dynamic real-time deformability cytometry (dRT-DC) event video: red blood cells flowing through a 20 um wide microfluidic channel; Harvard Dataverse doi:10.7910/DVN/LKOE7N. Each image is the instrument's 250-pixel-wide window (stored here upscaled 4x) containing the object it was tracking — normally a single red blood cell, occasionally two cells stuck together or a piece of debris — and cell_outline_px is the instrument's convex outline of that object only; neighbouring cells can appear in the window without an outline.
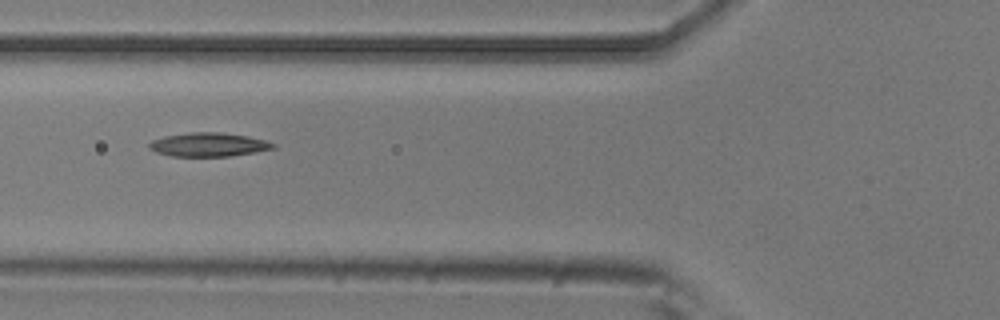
{"species": "common noctule bat (a hibernating species)", "species_latin": "Nyctalus noctula", "temperature_condition": "room temperature", "stored_images_in_passage": 7, "camera_frame_rate_fps": 3000, "um_per_image_px": 0.085, "animal": {"sex": "male", "body_mass_g": 20.5, "forearm_length_mm": 52.5}, "frame": {"image": 1, "passage_image": 5, "time_ms": 1.333, "image_size_px": [1000, 320], "cell_outline_px": [[276, 148], [256, 152], [228, 156], [172, 156], [156, 152], [148, 148], [148, 144], [152, 140], [164, 136], [188, 132], [220, 132], [248, 136], [264, 140], [276, 144]], "centroid_in_image_um": [17.72, 12.29], "position_along_channel_um": 108.1, "area_um2": 17.22}}
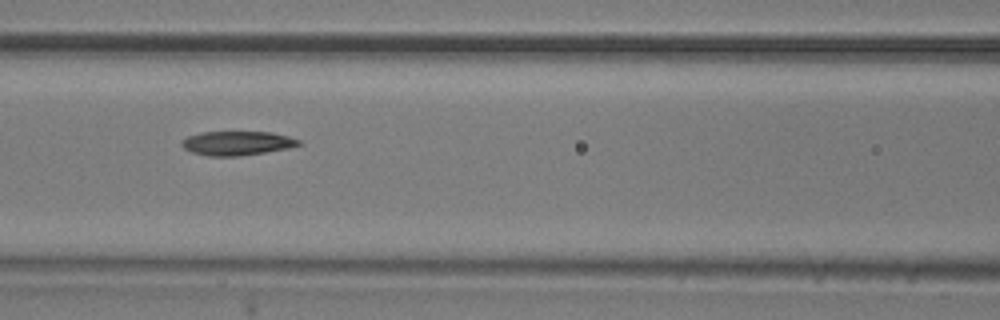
{"frame": {"image": 2, "passage_image": 6, "time_ms": 1.667, "image_size_px": [1000, 320], "cell_outline_px": [[304, 144], [288, 148], [240, 156], [208, 156], [192, 152], [184, 148], [180, 144], [180, 140], [188, 136], [200, 132], [272, 132], [288, 136], [300, 140]], "centroid_in_image_um": [20.14, 12.17], "position_along_channel_um": 146.5, "area_um2": 16.53}}
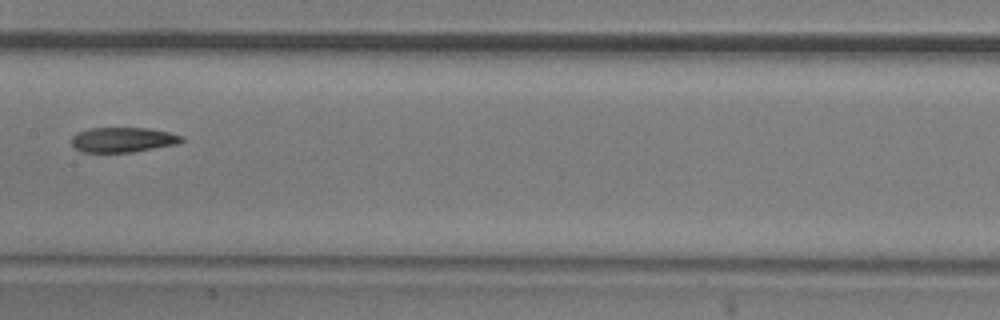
{"frame": {"image": 3, "passage_image": 7, "time_ms": 2.0, "image_size_px": [1000, 320], "cell_outline_px": [[184, 140], [180, 144], [132, 152], [84, 152], [76, 148], [72, 144], [72, 136], [76, 132], [88, 128], [148, 128], [168, 132], [184, 136]], "centroid_in_image_um": [10.48, 11.87], "position_along_channel_um": 196.9, "area_um2": 16.13}}